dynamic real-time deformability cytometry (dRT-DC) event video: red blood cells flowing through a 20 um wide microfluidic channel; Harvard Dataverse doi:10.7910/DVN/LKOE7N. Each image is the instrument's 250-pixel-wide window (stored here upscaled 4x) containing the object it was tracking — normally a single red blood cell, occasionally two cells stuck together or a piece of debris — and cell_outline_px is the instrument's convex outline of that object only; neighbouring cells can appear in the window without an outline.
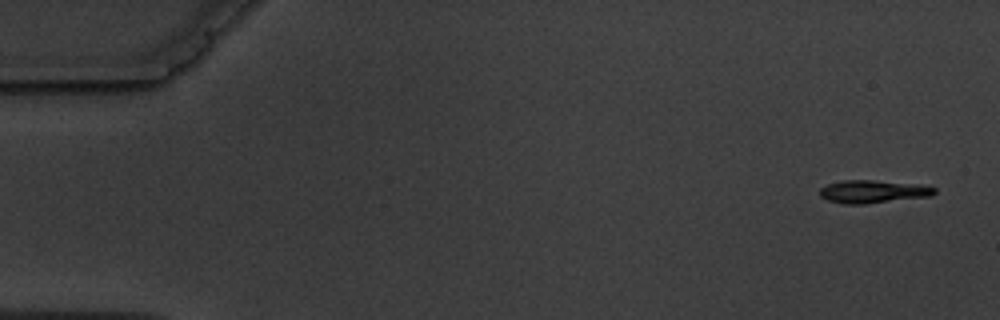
{"species": "common noctule bat (a hibernating species)", "species_latin": "Nyctalus noctula", "temperature_condition": "warm", "stored_images_in_passage": 5, "camera_frame_rate_fps": 3000, "um_per_image_px": 0.085, "animal": {"sex": "male", "body_mass_g": 19.5, "forearm_length_mm": 54.6}, "frame": {"image": 1, "passage_image": 1, "time_ms": 0.0, "image_size_px": [1000, 320], "cell_outline_px": [[936, 192], [932, 196], [864, 204], [840, 204], [828, 200], [820, 196], [820, 188], [828, 184], [840, 180], [872, 180], [920, 184], [936, 188]], "centroid_in_image_um": [74.2, 16.28], "position_along_channel_um": 10.8, "area_um2": 15.43}}
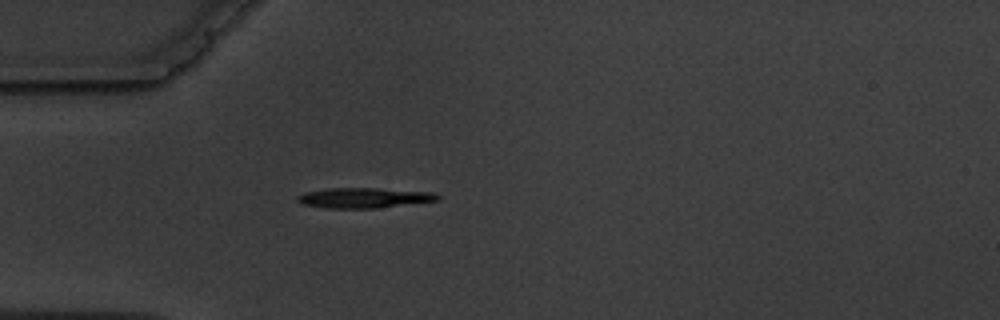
{"frame": {"image": 2, "passage_image": 5, "time_ms": 4.667, "image_size_px": [1000, 320], "cell_outline_px": [[440, 200], [380, 208], [328, 208], [300, 204], [296, 200], [296, 196], [304, 192], [328, 188], [376, 188], [432, 192], [440, 196]], "centroid_in_image_um": [30.91, 16.82], "position_along_channel_um": 54.1, "area_um2": 16.65}}